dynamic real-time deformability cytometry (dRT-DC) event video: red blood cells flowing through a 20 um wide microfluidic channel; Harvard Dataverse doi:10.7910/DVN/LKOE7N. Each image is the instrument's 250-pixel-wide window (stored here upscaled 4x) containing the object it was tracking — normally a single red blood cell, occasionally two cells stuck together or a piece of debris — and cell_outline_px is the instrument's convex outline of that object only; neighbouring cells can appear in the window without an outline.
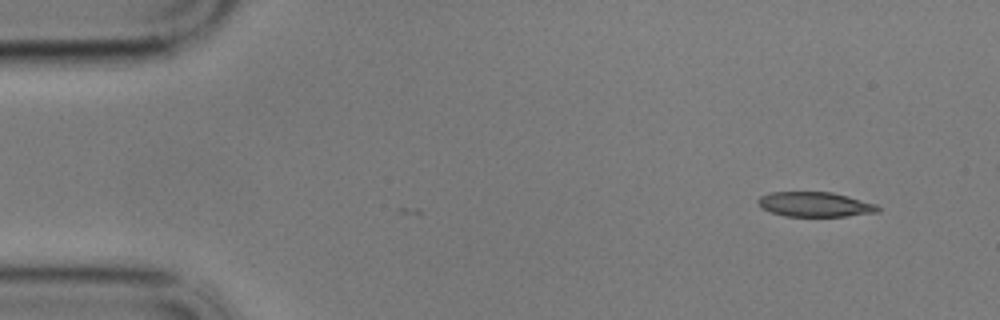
{"species": "common noctule bat (a hibernating species)", "species_latin": "Nyctalus noctula", "temperature_condition": "cold", "stored_images_in_passage": 54, "camera_frame_rate_fps": 3000, "um_per_image_px": 0.085, "animal": {"sex": "male", "body_mass_g": 17.9}, "frame": {"image": 1, "passage_image": 1, "time_ms": 0.0, "image_size_px": [1000, 320], "cell_outline_px": [[880, 212], [848, 216], [784, 216], [760, 208], [756, 200], [760, 196], [768, 192], [832, 192], [848, 196], [876, 204], [880, 208]], "centroid_in_image_um": [69.26, 17.37], "position_along_channel_um": 15.7, "area_um2": 17.46}}
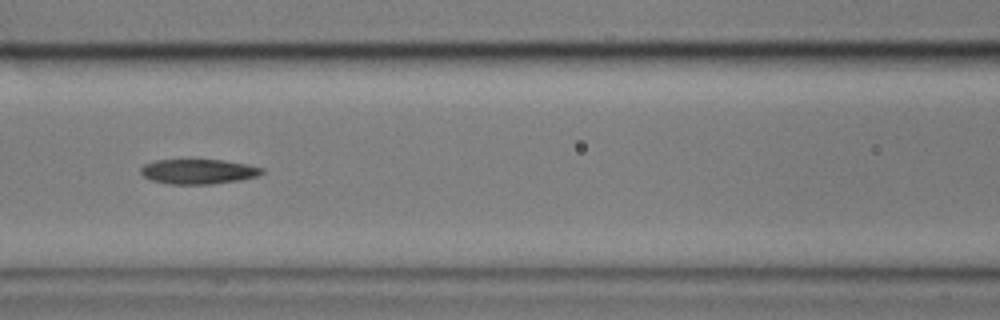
{"frame": {"image": 2, "passage_image": 21, "time_ms": 6.667, "image_size_px": [1000, 320], "cell_outline_px": [[264, 172], [256, 176], [240, 180], [212, 184], [168, 184], [152, 180], [144, 176], [140, 172], [140, 168], [144, 164], [156, 160], [224, 160], [248, 164], [264, 168]], "centroid_in_image_um": [16.87, 14.58], "position_along_channel_um": 149.7, "area_um2": 17.57}}
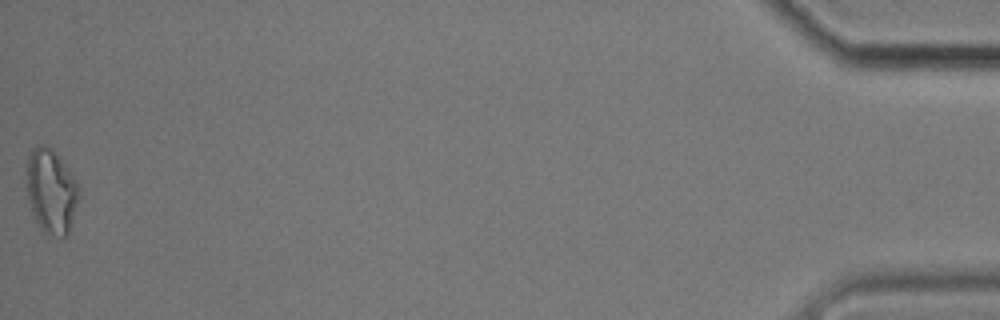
{"frame": {"image": 3, "passage_image": 54, "time_ms": 17.667, "image_size_px": [1000, 320], "cell_outline_px": [[80, 200], [68, 236], [64, 236], [44, 232], [36, 220], [32, 212], [28, 200], [28, 156], [32, 148], [36, 144], [44, 144], [52, 148], [76, 180], [80, 188]], "centroid_in_image_um": [4.4, 16.24], "position_along_channel_um": 430.8, "area_um2": 25.66}, "authors_computed_cell_mechanics": {"area_um2": 18.3804, "velocity_mm_per_s": 3.4359, "shape_relaxation_time_tau1_ms": null, "shape_relaxation_time_tau2_ms": 11.0395, "deformation_change_tau1": null, "deformation_change_tau2": 0.1999}}